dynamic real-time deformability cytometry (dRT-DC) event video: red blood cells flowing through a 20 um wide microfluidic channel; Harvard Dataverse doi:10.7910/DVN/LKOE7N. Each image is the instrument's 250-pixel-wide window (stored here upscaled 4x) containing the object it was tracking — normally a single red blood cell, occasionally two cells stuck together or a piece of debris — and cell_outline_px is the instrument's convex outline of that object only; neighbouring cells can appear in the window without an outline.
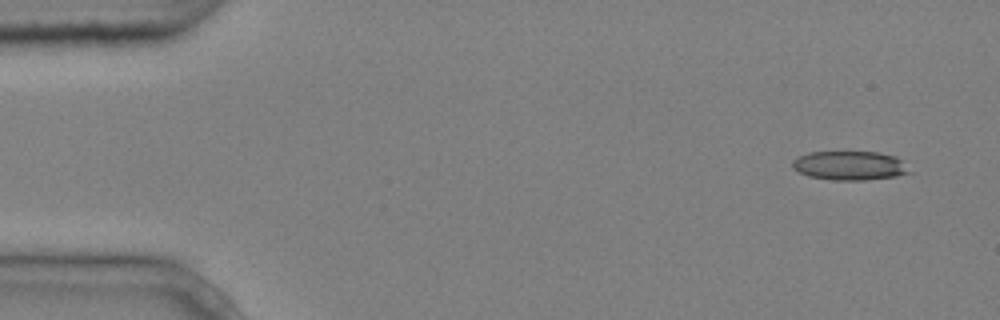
{"species": "common noctule bat (a hibernating species)", "species_latin": "Nyctalus noctula", "temperature_condition": "cold", "stored_images_in_passage": 4, "camera_frame_rate_fps": 3000, "um_per_image_px": 0.085, "animal": {"sex": "male", "body_mass_g": 20.4}, "frame": {"image": 1, "passage_image": 1, "time_ms": 0.0, "image_size_px": [1000, 320], "cell_outline_px": [[912, 172], [896, 176], [864, 180], [832, 180], [808, 176], [792, 168], [792, 160], [796, 156], [808, 152], [876, 152], [896, 156]], "centroid_in_image_um": [72.18, 14.07], "position_along_channel_um": 12.8, "area_um2": 19.83}}
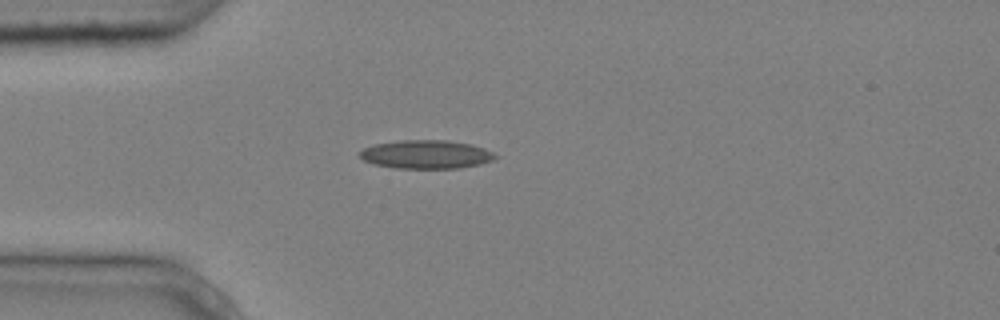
{"frame": {"image": 2, "passage_image": 4, "time_ms": 1.0, "image_size_px": [1000, 320], "cell_outline_px": [[500, 156], [492, 160], [480, 164], [460, 168], [396, 168], [376, 164], [364, 160], [356, 152], [364, 148], [376, 144], [400, 140], [448, 140], [472, 144], [484, 148]], "centroid_in_image_um": [36.25, 13.12], "position_along_channel_um": 48.8, "area_um2": 22.54}}